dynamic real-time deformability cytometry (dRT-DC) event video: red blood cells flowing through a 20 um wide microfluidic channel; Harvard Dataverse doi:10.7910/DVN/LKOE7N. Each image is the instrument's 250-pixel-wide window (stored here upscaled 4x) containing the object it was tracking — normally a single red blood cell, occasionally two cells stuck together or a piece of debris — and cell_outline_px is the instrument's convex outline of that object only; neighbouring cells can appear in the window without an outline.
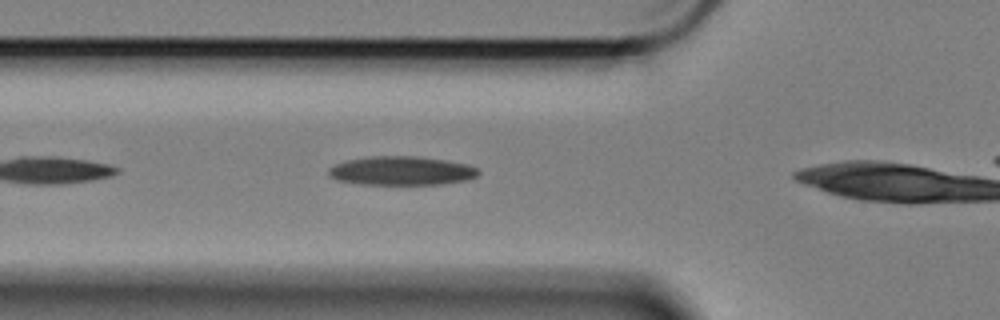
{"species": "Egyptian fruit bat (a non-hibernating species)", "species_latin": "Rousettus aegyptiacus", "temperature_condition": "cold", "stored_images_in_passage": 22, "camera_frame_rate_fps": 3000, "um_per_image_px": 0.085, "animal": {"sex": "female"}, "frame": {"image": 1, "passage_image": 7, "time_ms": 2.0, "image_size_px": [1000, 320], "cell_outline_px": [[480, 172], [476, 176], [468, 180], [444, 184], [360, 184], [336, 180], [328, 176], [328, 168], [336, 164], [348, 160], [372, 156], [416, 156], [444, 160], [468, 164], [476, 168]], "centroid_in_image_um": [34.12, 14.52], "position_along_channel_um": 91.7, "area_um2": 25.2}}